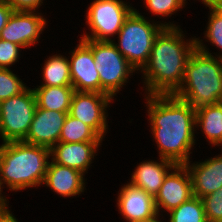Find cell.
Returning <instances> with one entry per match:
<instances>
[{
    "label": "cell",
    "mask_w": 222,
    "mask_h": 222,
    "mask_svg": "<svg viewBox=\"0 0 222 222\" xmlns=\"http://www.w3.org/2000/svg\"><path fill=\"white\" fill-rule=\"evenodd\" d=\"M148 116L159 149V158L176 165L190 160V149L195 145L196 109L173 94L147 95Z\"/></svg>",
    "instance_id": "1"
},
{
    "label": "cell",
    "mask_w": 222,
    "mask_h": 222,
    "mask_svg": "<svg viewBox=\"0 0 222 222\" xmlns=\"http://www.w3.org/2000/svg\"><path fill=\"white\" fill-rule=\"evenodd\" d=\"M180 27H164L156 36L144 74L147 95L174 94L181 86L186 64L196 48L195 38H184ZM184 38V39H183Z\"/></svg>",
    "instance_id": "2"
},
{
    "label": "cell",
    "mask_w": 222,
    "mask_h": 222,
    "mask_svg": "<svg viewBox=\"0 0 222 222\" xmlns=\"http://www.w3.org/2000/svg\"><path fill=\"white\" fill-rule=\"evenodd\" d=\"M196 48L186 64L183 82L173 94L194 109L222 101V59L195 38ZM207 49V50H206Z\"/></svg>",
    "instance_id": "3"
},
{
    "label": "cell",
    "mask_w": 222,
    "mask_h": 222,
    "mask_svg": "<svg viewBox=\"0 0 222 222\" xmlns=\"http://www.w3.org/2000/svg\"><path fill=\"white\" fill-rule=\"evenodd\" d=\"M50 148L12 141L0 145V182L10 191L43 185Z\"/></svg>",
    "instance_id": "4"
},
{
    "label": "cell",
    "mask_w": 222,
    "mask_h": 222,
    "mask_svg": "<svg viewBox=\"0 0 222 222\" xmlns=\"http://www.w3.org/2000/svg\"><path fill=\"white\" fill-rule=\"evenodd\" d=\"M134 9L118 32L117 49L138 71L148 63L156 36L164 27H178L171 22L156 24Z\"/></svg>",
    "instance_id": "5"
},
{
    "label": "cell",
    "mask_w": 222,
    "mask_h": 222,
    "mask_svg": "<svg viewBox=\"0 0 222 222\" xmlns=\"http://www.w3.org/2000/svg\"><path fill=\"white\" fill-rule=\"evenodd\" d=\"M91 49L100 78V93L112 98L121 90L136 69L117 49L114 40L96 41L82 39Z\"/></svg>",
    "instance_id": "6"
},
{
    "label": "cell",
    "mask_w": 222,
    "mask_h": 222,
    "mask_svg": "<svg viewBox=\"0 0 222 222\" xmlns=\"http://www.w3.org/2000/svg\"><path fill=\"white\" fill-rule=\"evenodd\" d=\"M36 107L35 93L28 87L0 102V137L3 143L26 138Z\"/></svg>",
    "instance_id": "7"
},
{
    "label": "cell",
    "mask_w": 222,
    "mask_h": 222,
    "mask_svg": "<svg viewBox=\"0 0 222 222\" xmlns=\"http://www.w3.org/2000/svg\"><path fill=\"white\" fill-rule=\"evenodd\" d=\"M134 10L123 0H95L86 11V24L91 34H83L81 39L96 41H112L114 34H118L125 19Z\"/></svg>",
    "instance_id": "8"
},
{
    "label": "cell",
    "mask_w": 222,
    "mask_h": 222,
    "mask_svg": "<svg viewBox=\"0 0 222 222\" xmlns=\"http://www.w3.org/2000/svg\"><path fill=\"white\" fill-rule=\"evenodd\" d=\"M112 100L108 94L75 91L69 114L90 126L103 139L108 128L106 109Z\"/></svg>",
    "instance_id": "9"
},
{
    "label": "cell",
    "mask_w": 222,
    "mask_h": 222,
    "mask_svg": "<svg viewBox=\"0 0 222 222\" xmlns=\"http://www.w3.org/2000/svg\"><path fill=\"white\" fill-rule=\"evenodd\" d=\"M35 12L13 11L6 26L1 30L0 39L10 41L22 48H29L38 42L47 25L44 16Z\"/></svg>",
    "instance_id": "10"
},
{
    "label": "cell",
    "mask_w": 222,
    "mask_h": 222,
    "mask_svg": "<svg viewBox=\"0 0 222 222\" xmlns=\"http://www.w3.org/2000/svg\"><path fill=\"white\" fill-rule=\"evenodd\" d=\"M172 170L165 176L159 193L154 198L158 215L161 208L169 212L194 196L187 167L175 165Z\"/></svg>",
    "instance_id": "11"
},
{
    "label": "cell",
    "mask_w": 222,
    "mask_h": 222,
    "mask_svg": "<svg viewBox=\"0 0 222 222\" xmlns=\"http://www.w3.org/2000/svg\"><path fill=\"white\" fill-rule=\"evenodd\" d=\"M70 76L75 91L100 93V78L92 49L82 40L71 52Z\"/></svg>",
    "instance_id": "12"
},
{
    "label": "cell",
    "mask_w": 222,
    "mask_h": 222,
    "mask_svg": "<svg viewBox=\"0 0 222 222\" xmlns=\"http://www.w3.org/2000/svg\"><path fill=\"white\" fill-rule=\"evenodd\" d=\"M68 113L36 107L29 132L23 142L52 148L59 142Z\"/></svg>",
    "instance_id": "13"
},
{
    "label": "cell",
    "mask_w": 222,
    "mask_h": 222,
    "mask_svg": "<svg viewBox=\"0 0 222 222\" xmlns=\"http://www.w3.org/2000/svg\"><path fill=\"white\" fill-rule=\"evenodd\" d=\"M119 192L117 206L127 222H143L158 214L154 197L144 190L128 183Z\"/></svg>",
    "instance_id": "14"
},
{
    "label": "cell",
    "mask_w": 222,
    "mask_h": 222,
    "mask_svg": "<svg viewBox=\"0 0 222 222\" xmlns=\"http://www.w3.org/2000/svg\"><path fill=\"white\" fill-rule=\"evenodd\" d=\"M190 162L185 166L191 176L195 197L203 198L222 187V154L196 164L190 165Z\"/></svg>",
    "instance_id": "15"
},
{
    "label": "cell",
    "mask_w": 222,
    "mask_h": 222,
    "mask_svg": "<svg viewBox=\"0 0 222 222\" xmlns=\"http://www.w3.org/2000/svg\"><path fill=\"white\" fill-rule=\"evenodd\" d=\"M100 143L102 142H58L50 149L51 160L84 174L89 169Z\"/></svg>",
    "instance_id": "16"
},
{
    "label": "cell",
    "mask_w": 222,
    "mask_h": 222,
    "mask_svg": "<svg viewBox=\"0 0 222 222\" xmlns=\"http://www.w3.org/2000/svg\"><path fill=\"white\" fill-rule=\"evenodd\" d=\"M85 174L77 169L49 161L44 182L53 192L63 197H72L84 192Z\"/></svg>",
    "instance_id": "17"
},
{
    "label": "cell",
    "mask_w": 222,
    "mask_h": 222,
    "mask_svg": "<svg viewBox=\"0 0 222 222\" xmlns=\"http://www.w3.org/2000/svg\"><path fill=\"white\" fill-rule=\"evenodd\" d=\"M160 162L144 161L132 173L130 184L136 186L154 198L159 193L164 178L176 165L170 160L160 158Z\"/></svg>",
    "instance_id": "18"
},
{
    "label": "cell",
    "mask_w": 222,
    "mask_h": 222,
    "mask_svg": "<svg viewBox=\"0 0 222 222\" xmlns=\"http://www.w3.org/2000/svg\"><path fill=\"white\" fill-rule=\"evenodd\" d=\"M201 128L208 142L215 146L222 145V101L204 105L196 109L195 128Z\"/></svg>",
    "instance_id": "19"
},
{
    "label": "cell",
    "mask_w": 222,
    "mask_h": 222,
    "mask_svg": "<svg viewBox=\"0 0 222 222\" xmlns=\"http://www.w3.org/2000/svg\"><path fill=\"white\" fill-rule=\"evenodd\" d=\"M33 91L39 108L69 113L73 86H37Z\"/></svg>",
    "instance_id": "20"
},
{
    "label": "cell",
    "mask_w": 222,
    "mask_h": 222,
    "mask_svg": "<svg viewBox=\"0 0 222 222\" xmlns=\"http://www.w3.org/2000/svg\"><path fill=\"white\" fill-rule=\"evenodd\" d=\"M68 59L59 54L49 56L43 66L41 86H72Z\"/></svg>",
    "instance_id": "21"
},
{
    "label": "cell",
    "mask_w": 222,
    "mask_h": 222,
    "mask_svg": "<svg viewBox=\"0 0 222 222\" xmlns=\"http://www.w3.org/2000/svg\"><path fill=\"white\" fill-rule=\"evenodd\" d=\"M59 142H102V138L90 126L68 113L61 129Z\"/></svg>",
    "instance_id": "22"
},
{
    "label": "cell",
    "mask_w": 222,
    "mask_h": 222,
    "mask_svg": "<svg viewBox=\"0 0 222 222\" xmlns=\"http://www.w3.org/2000/svg\"><path fill=\"white\" fill-rule=\"evenodd\" d=\"M168 213L169 222H207L202 199L195 196Z\"/></svg>",
    "instance_id": "23"
},
{
    "label": "cell",
    "mask_w": 222,
    "mask_h": 222,
    "mask_svg": "<svg viewBox=\"0 0 222 222\" xmlns=\"http://www.w3.org/2000/svg\"><path fill=\"white\" fill-rule=\"evenodd\" d=\"M26 88L10 68H0V102L23 92Z\"/></svg>",
    "instance_id": "24"
},
{
    "label": "cell",
    "mask_w": 222,
    "mask_h": 222,
    "mask_svg": "<svg viewBox=\"0 0 222 222\" xmlns=\"http://www.w3.org/2000/svg\"><path fill=\"white\" fill-rule=\"evenodd\" d=\"M205 6L210 9L208 27L204 33L205 38L222 51V13L216 10L210 3L205 4ZM216 56L222 59V54Z\"/></svg>",
    "instance_id": "25"
},
{
    "label": "cell",
    "mask_w": 222,
    "mask_h": 222,
    "mask_svg": "<svg viewBox=\"0 0 222 222\" xmlns=\"http://www.w3.org/2000/svg\"><path fill=\"white\" fill-rule=\"evenodd\" d=\"M201 199L207 222H222V187Z\"/></svg>",
    "instance_id": "26"
},
{
    "label": "cell",
    "mask_w": 222,
    "mask_h": 222,
    "mask_svg": "<svg viewBox=\"0 0 222 222\" xmlns=\"http://www.w3.org/2000/svg\"><path fill=\"white\" fill-rule=\"evenodd\" d=\"M146 8L157 16H170L178 10H181L186 2L184 0H144Z\"/></svg>",
    "instance_id": "27"
},
{
    "label": "cell",
    "mask_w": 222,
    "mask_h": 222,
    "mask_svg": "<svg viewBox=\"0 0 222 222\" xmlns=\"http://www.w3.org/2000/svg\"><path fill=\"white\" fill-rule=\"evenodd\" d=\"M21 46L11 43L7 40L0 39V68H9L19 59Z\"/></svg>",
    "instance_id": "28"
},
{
    "label": "cell",
    "mask_w": 222,
    "mask_h": 222,
    "mask_svg": "<svg viewBox=\"0 0 222 222\" xmlns=\"http://www.w3.org/2000/svg\"><path fill=\"white\" fill-rule=\"evenodd\" d=\"M13 11L36 12L43 0H3Z\"/></svg>",
    "instance_id": "29"
},
{
    "label": "cell",
    "mask_w": 222,
    "mask_h": 222,
    "mask_svg": "<svg viewBox=\"0 0 222 222\" xmlns=\"http://www.w3.org/2000/svg\"><path fill=\"white\" fill-rule=\"evenodd\" d=\"M12 13V8L5 1L0 0V33L1 30L6 26Z\"/></svg>",
    "instance_id": "30"
},
{
    "label": "cell",
    "mask_w": 222,
    "mask_h": 222,
    "mask_svg": "<svg viewBox=\"0 0 222 222\" xmlns=\"http://www.w3.org/2000/svg\"><path fill=\"white\" fill-rule=\"evenodd\" d=\"M0 222H18L9 210L0 211Z\"/></svg>",
    "instance_id": "31"
},
{
    "label": "cell",
    "mask_w": 222,
    "mask_h": 222,
    "mask_svg": "<svg viewBox=\"0 0 222 222\" xmlns=\"http://www.w3.org/2000/svg\"><path fill=\"white\" fill-rule=\"evenodd\" d=\"M6 196H3L2 194V185H1V182H0V211H5V210H8V204H7V200L5 198Z\"/></svg>",
    "instance_id": "32"
},
{
    "label": "cell",
    "mask_w": 222,
    "mask_h": 222,
    "mask_svg": "<svg viewBox=\"0 0 222 222\" xmlns=\"http://www.w3.org/2000/svg\"><path fill=\"white\" fill-rule=\"evenodd\" d=\"M209 3L220 13H222V0H210Z\"/></svg>",
    "instance_id": "33"
},
{
    "label": "cell",
    "mask_w": 222,
    "mask_h": 222,
    "mask_svg": "<svg viewBox=\"0 0 222 222\" xmlns=\"http://www.w3.org/2000/svg\"><path fill=\"white\" fill-rule=\"evenodd\" d=\"M159 215L157 214L154 218L150 219V220H146V221H143V222H162L161 220H158Z\"/></svg>",
    "instance_id": "34"
},
{
    "label": "cell",
    "mask_w": 222,
    "mask_h": 222,
    "mask_svg": "<svg viewBox=\"0 0 222 222\" xmlns=\"http://www.w3.org/2000/svg\"><path fill=\"white\" fill-rule=\"evenodd\" d=\"M184 1H186V0H184ZM209 1L210 0H202L201 2L204 3V4H207V3H209Z\"/></svg>",
    "instance_id": "35"
}]
</instances>
